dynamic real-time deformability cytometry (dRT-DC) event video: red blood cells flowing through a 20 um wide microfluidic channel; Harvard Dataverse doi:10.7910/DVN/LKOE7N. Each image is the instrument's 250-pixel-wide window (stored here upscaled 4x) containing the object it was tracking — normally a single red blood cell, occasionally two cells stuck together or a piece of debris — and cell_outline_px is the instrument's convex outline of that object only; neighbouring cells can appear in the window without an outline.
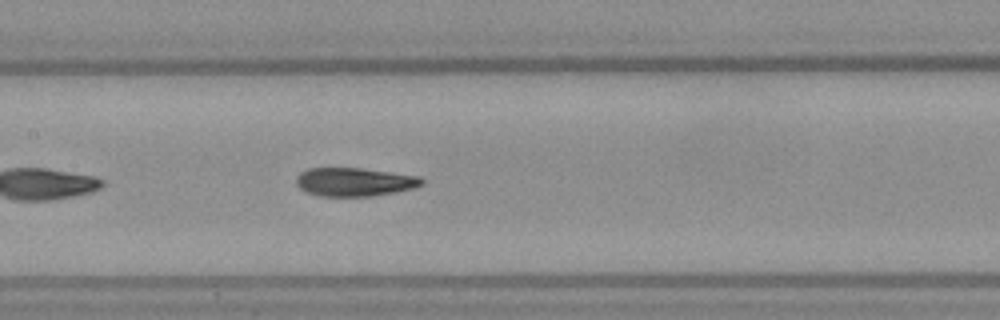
{"species": "Egyptian fruit bat (a non-hibernating species)", "species_latin": "Rousettus aegyptiacus", "temperature_condition": "warm", "stored_images_in_passage": 35, "camera_frame_rate_fps": 3000, "um_per_image_px": 0.085, "frame": {"image": 1, "passage_image": 11, "time_ms": 3.333, "image_size_px": [1000, 320], "cell_outline_px": [[424, 184], [412, 188], [396, 192], [372, 196], [320, 196], [308, 192], [300, 188], [296, 184], [296, 176], [300, 172], [308, 168], [360, 168], [420, 176], [424, 180]], "centroid_in_image_um": [30.13, 15.46], "position_along_channel_um": 177.3, "area_um2": 20.87}, "authors_computed_cell_mechanics": {"area_um2": 21.5594, "velocity_mm_per_s": 3.7837, "shape_relaxation_time_tau1_ms": null, "shape_relaxation_time_tau2_ms": 2.0955, "deformation_change_tau1": null, "deformation_change_tau2": 0.084}}